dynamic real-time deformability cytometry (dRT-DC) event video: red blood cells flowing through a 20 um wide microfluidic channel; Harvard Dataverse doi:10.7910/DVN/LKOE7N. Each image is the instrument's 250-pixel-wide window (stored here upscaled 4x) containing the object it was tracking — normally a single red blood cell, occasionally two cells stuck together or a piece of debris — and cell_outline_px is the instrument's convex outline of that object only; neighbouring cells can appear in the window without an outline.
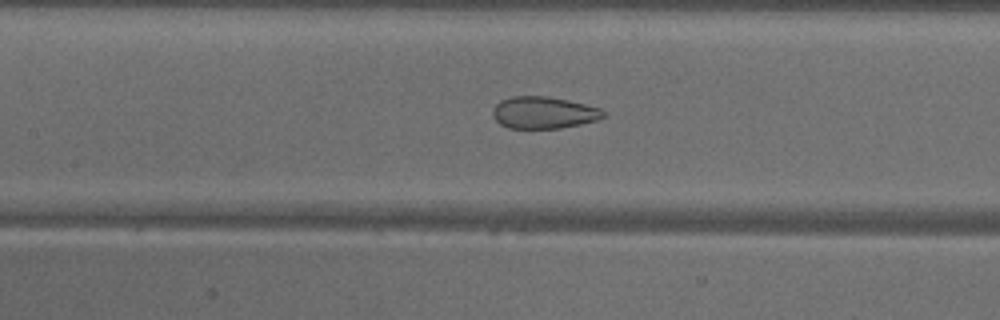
{"species": "common noctule bat (a hibernating species)", "species_latin": "Nyctalus noctula", "temperature_condition": "warm", "stored_images_in_passage": 48, "camera_frame_rate_fps": 3000, "um_per_image_px": 0.085, "animal": {"sex": "male", "body_mass_g": 18.8}, "frame": {"image": 1, "passage_image": 21, "time_ms": 6.667, "image_size_px": [1000, 320], "cell_outline_px": [[604, 116], [600, 120], [560, 128], [508, 128], [500, 124], [492, 116], [492, 108], [500, 100], [512, 96], [548, 96], [568, 100], [600, 108], [604, 112]], "centroid_in_image_um": [46.19, 9.57], "position_along_channel_um": 161.2, "area_um2": 20.69}}
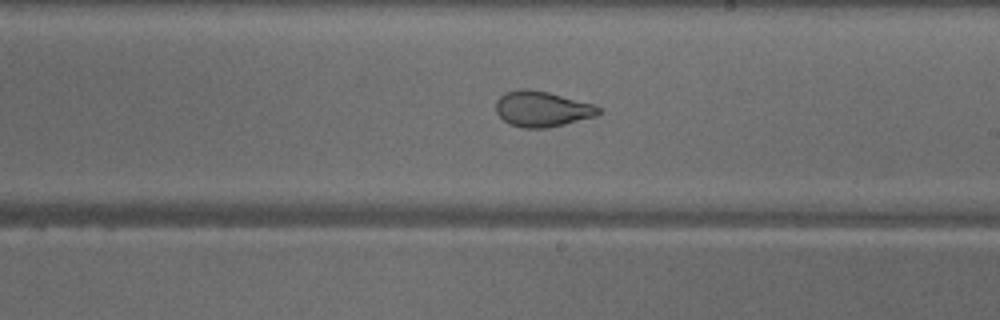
{"frame": {"image": 2, "passage_image": 27, "time_ms": 8.667, "image_size_px": [1000, 320], "cell_outline_px": [[600, 112], [596, 116], [564, 124], [544, 128], [524, 128], [512, 124], [504, 120], [496, 112], [496, 100], [500, 96], [508, 92], [520, 88], [524, 88], [548, 92], [596, 104], [600, 108]], "centroid_in_image_um": [46.09, 9.25], "position_along_channel_um": 242.9, "area_um2": 21.15}}
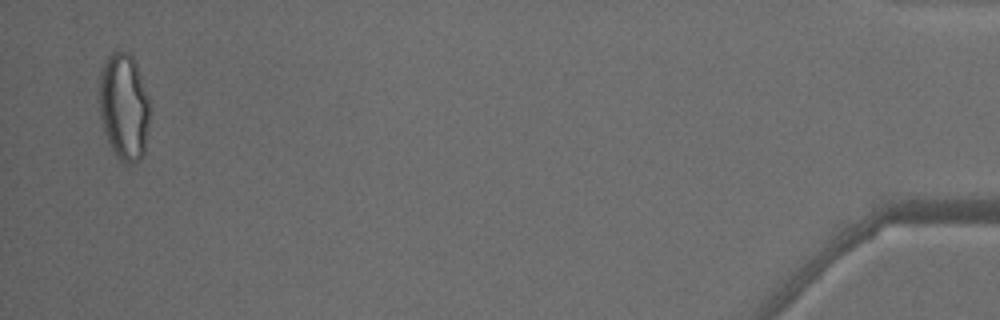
{"frame": {"image": 3, "passage_image": 47, "time_ms": 15.333, "image_size_px": [1000, 320], "cell_outline_px": [[152, 108], [144, 152], [140, 160], [132, 164], [128, 164], [120, 160], [112, 152], [104, 132], [100, 116], [100, 72], [104, 60], [112, 52], [128, 52], [132, 56], [136, 64], [148, 96]], "centroid_in_image_um": [10.56, 9.11], "position_along_channel_um": 424.6, "area_um2": 31.96}, "authors_computed_cell_mechanics": {"area_um2": 25.9811, "velocity_mm_per_s": 4.0959, "shape_relaxation_time_tau1_ms": null, "shape_relaxation_time_tau2_ms": 1.0371, "deformation_change_tau1": null, "deformation_change_tau2": 0.0723}}